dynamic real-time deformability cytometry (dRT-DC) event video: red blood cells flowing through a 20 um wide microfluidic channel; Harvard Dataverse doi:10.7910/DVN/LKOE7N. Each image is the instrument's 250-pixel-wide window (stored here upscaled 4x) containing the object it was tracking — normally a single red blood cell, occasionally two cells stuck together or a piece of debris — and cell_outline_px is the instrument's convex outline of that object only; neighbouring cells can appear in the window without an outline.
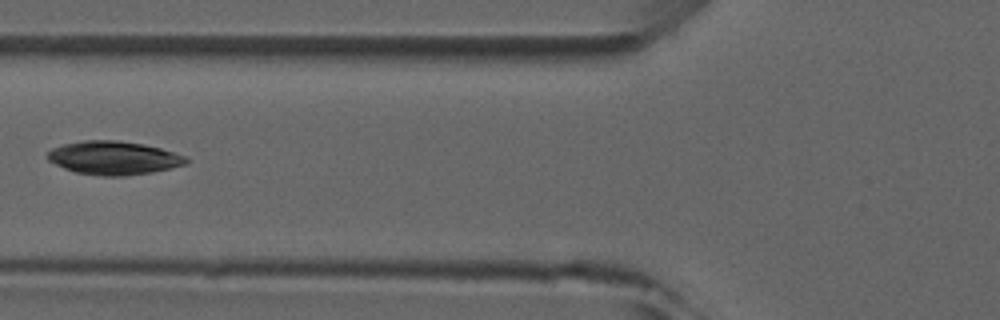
{"species": "common noctule bat (a hibernating species)", "species_latin": "Nyctalus noctula", "temperature_condition": "room temperature", "stored_images_in_passage": 3, "camera_frame_rate_fps": 3000, "um_per_image_px": 0.085, "animal": {"sex": "male", "forearm_length_mm": 52.5}, "frame": {"image": 1, "passage_image": 2, "time_ms": 1.333, "image_size_px": [1000, 320], "cell_outline_px": [[188, 164], [152, 172], [124, 176], [100, 176], [76, 172], [64, 168], [48, 160], [48, 152], [52, 148], [64, 144], [84, 140], [116, 140], [144, 144], [160, 148], [188, 156]], "centroid_in_image_um": [9.7, 13.42], "position_along_channel_um": 116.1, "area_um2": 27.05}}
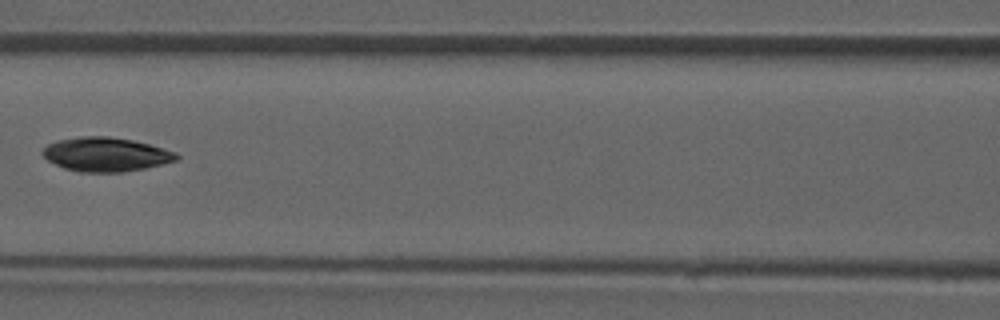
{"frame": {"image": 2, "passage_image": 3, "time_ms": 2.333, "image_size_px": [1000, 320], "cell_outline_px": [[180, 156], [176, 160], [164, 164], [124, 172], [80, 172], [64, 168], [48, 160], [40, 152], [48, 144], [56, 140], [80, 136], [108, 136], [132, 140], [148, 144], [176, 152]], "centroid_in_image_um": [8.98, 13.12], "position_along_channel_um": 157.6, "area_um2": 26.53}}